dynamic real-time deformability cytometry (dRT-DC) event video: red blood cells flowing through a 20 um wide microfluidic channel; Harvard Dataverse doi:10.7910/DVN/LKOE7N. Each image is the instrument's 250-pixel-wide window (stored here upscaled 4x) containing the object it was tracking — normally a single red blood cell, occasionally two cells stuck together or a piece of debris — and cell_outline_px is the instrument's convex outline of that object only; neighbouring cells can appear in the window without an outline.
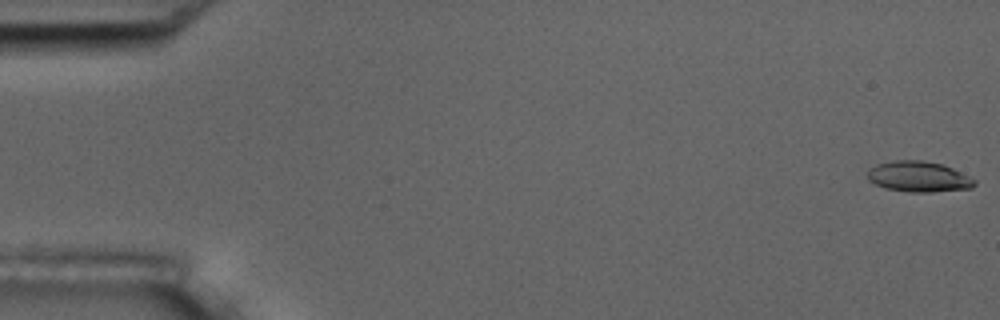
{"species": "common noctule bat (a hibernating species)", "species_latin": "Nyctalus noctula", "temperature_condition": "room temperature", "stored_images_in_passage": 56, "camera_frame_rate_fps": 3000, "um_per_image_px": 0.085, "animal": {"sex": "male", "body_mass_g": 17.5, "forearm_length_mm": 52.3}, "frame": {"image": 1, "passage_image": 1, "time_ms": 0.0, "image_size_px": [1000, 320], "cell_outline_px": [[976, 184], [972, 188], [932, 192], [908, 192], [884, 188], [868, 180], [868, 168], [876, 164], [896, 160], [924, 160], [940, 164], [952, 168], [976, 180]], "centroid_in_image_um": [78.06, 15.02], "position_along_channel_um": 6.9, "area_um2": 19.13}}
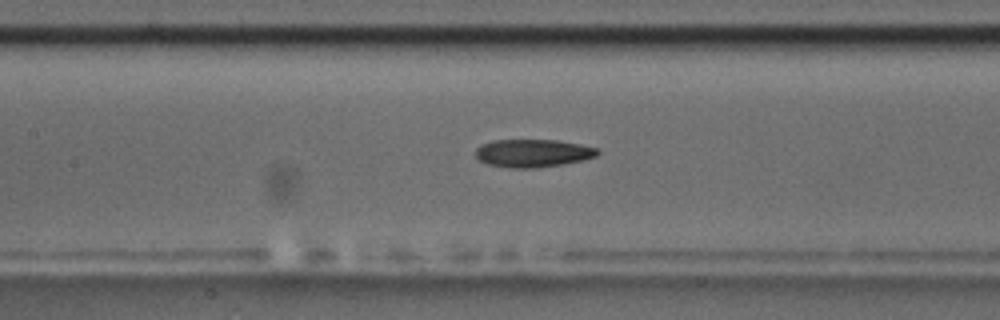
{"frame": {"image": 2, "passage_image": 26, "time_ms": 8.333, "image_size_px": [1000, 320], "cell_outline_px": [[600, 152], [596, 156], [584, 160], [564, 164], [536, 168], [512, 168], [488, 164], [480, 160], [476, 156], [476, 148], [480, 144], [492, 140], [556, 140], [580, 144], [596, 148]], "centroid_in_image_um": [45.29, 13.02], "position_along_channel_um": 162.1, "area_um2": 19.88}}
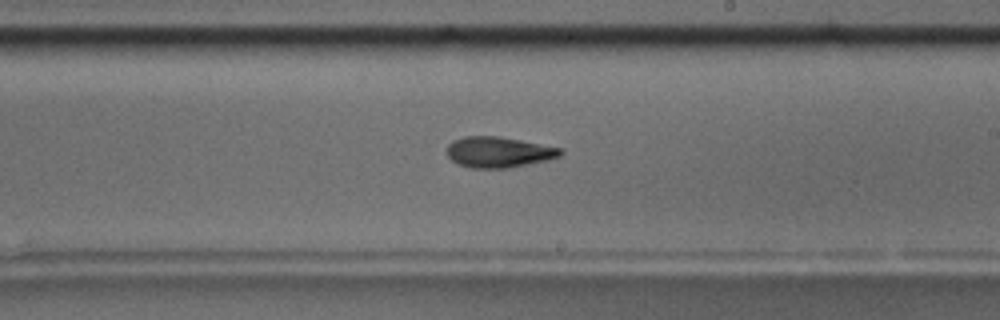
{"frame": {"image": 3, "passage_image": 33, "time_ms": 10.667, "image_size_px": [1000, 320], "cell_outline_px": [[564, 152], [560, 156], [548, 160], [508, 168], [472, 168], [456, 164], [444, 152], [448, 144], [452, 140], [464, 136], [500, 136], [560, 148]], "centroid_in_image_um": [42.33, 12.93], "position_along_channel_um": 246.7, "area_um2": 20.52}, "authors_computed_cell_mechanics": {"area_um2": 19.8543, "velocity_mm_per_s": 3.6448, "shape_relaxation_time_tau1_ms": 5.6754, "shape_relaxation_time_tau2_ms": 3.4531, "deformation_change_tau1": 0.192, "deformation_change_tau2": 0.1256}}